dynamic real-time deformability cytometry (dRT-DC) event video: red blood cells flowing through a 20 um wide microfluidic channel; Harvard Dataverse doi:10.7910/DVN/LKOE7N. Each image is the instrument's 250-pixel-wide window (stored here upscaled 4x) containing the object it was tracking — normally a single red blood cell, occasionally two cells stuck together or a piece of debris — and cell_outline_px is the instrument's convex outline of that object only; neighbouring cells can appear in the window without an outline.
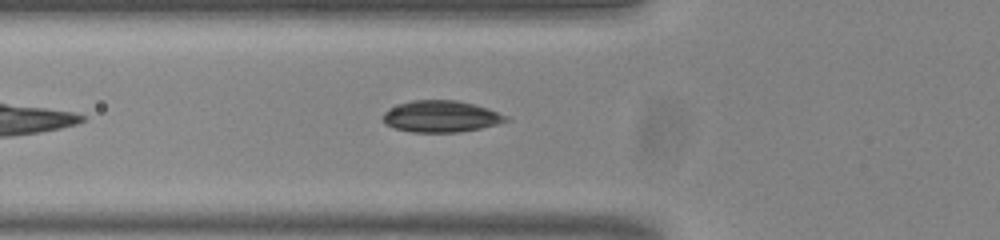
{"species": "common noctule bat (a hibernating species)", "species_latin": "Nyctalus noctula", "temperature_condition": "room temperature", "stored_images_in_passage": 36, "camera_frame_rate_fps": 3000, "um_per_image_px": 0.085, "animal": {"sex": "male", "body_mass_g": 20.0, "forearm_length_mm": 53.3}, "frame": {"image": 1, "passage_image": 5, "time_ms": 1.333, "image_size_px": [1000, 240], "cell_outline_px": [[512, 120], [480, 128], [460, 132], [412, 132], [396, 128], [384, 124], [380, 120], [384, 112], [400, 104], [412, 100], [456, 100], [488, 108], [508, 116]], "centroid_in_image_um": [37.48, 9.9], "position_along_channel_um": 88.3, "area_um2": 22.6}}
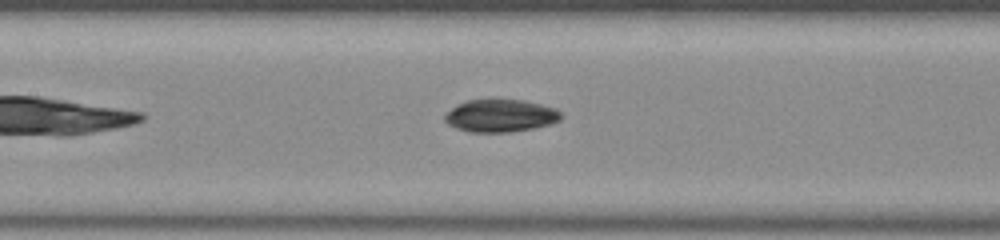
{"frame": {"image": 2, "passage_image": 11, "time_ms": 3.333, "image_size_px": [1000, 240], "cell_outline_px": [[564, 116], [560, 120], [548, 124], [532, 128], [508, 132], [468, 132], [456, 128], [448, 124], [444, 120], [444, 116], [452, 108], [468, 100], [488, 96], [496, 96], [524, 100], [556, 108]], "centroid_in_image_um": [42.53, 9.78], "position_along_channel_um": 164.9, "area_um2": 22.77}}
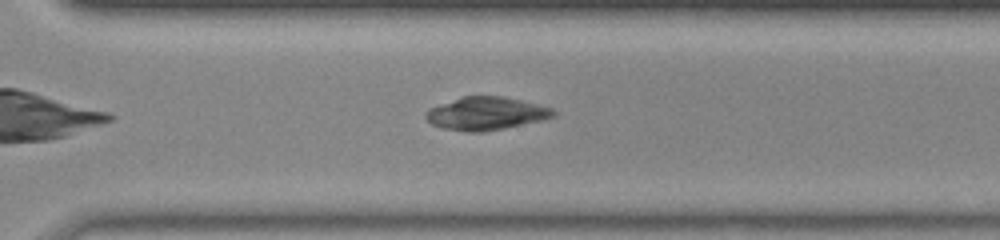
{"frame": {"image": 3, "passage_image": 24, "time_ms": 7.667, "image_size_px": [1000, 240], "cell_outline_px": [[556, 116], [540, 120], [504, 128], [484, 132], [468, 132], [444, 128], [432, 124], [424, 116], [428, 108], [464, 96], [504, 96], [552, 108], [556, 112]], "centroid_in_image_um": [41.3, 9.65], "position_along_channel_um": 329.3, "area_um2": 24.28}}